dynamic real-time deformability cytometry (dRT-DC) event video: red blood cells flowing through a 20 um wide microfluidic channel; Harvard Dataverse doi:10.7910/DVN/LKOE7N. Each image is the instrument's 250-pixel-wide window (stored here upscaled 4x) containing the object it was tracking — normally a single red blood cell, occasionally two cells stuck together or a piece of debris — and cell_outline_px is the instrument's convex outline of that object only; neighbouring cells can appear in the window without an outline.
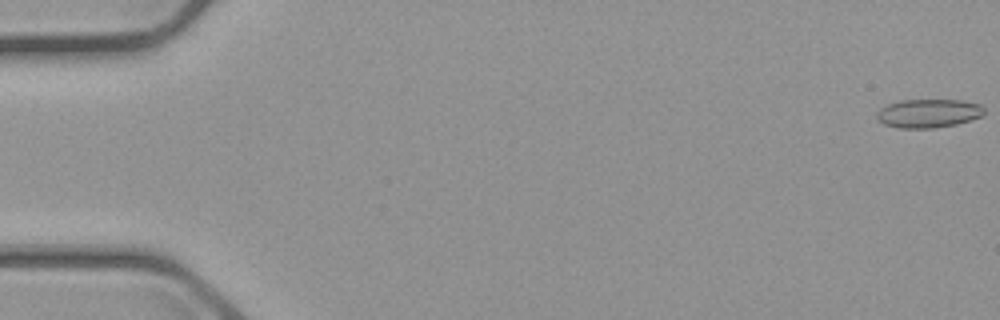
{"species": "common noctule bat (a hibernating species)", "species_latin": "Nyctalus noctula", "temperature_condition": "cold", "stored_images_in_passage": 56, "camera_frame_rate_fps": 3000, "um_per_image_px": 0.085, "animal": {"sex": "male", "body_mass_g": 23.1, "forearm_length_mm": 52.7}, "frame": {"image": 1, "passage_image": 1, "time_ms": 0.0, "image_size_px": [1000, 320], "cell_outline_px": [[984, 112], [980, 116], [956, 124], [932, 128], [900, 128], [884, 124], [876, 120], [876, 112], [880, 108], [888, 104], [900, 100], [964, 100], [980, 104], [984, 108]], "centroid_in_image_um": [78.87, 9.62], "position_along_channel_um": 6.1, "area_um2": 17.92}}
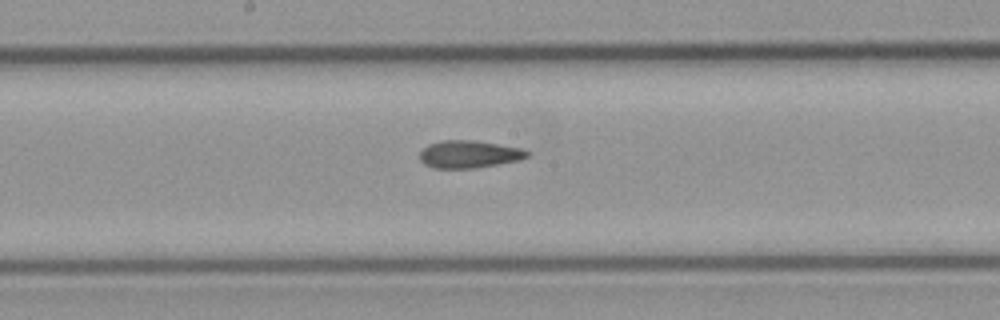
{"frame": {"image": 2, "passage_image": 30, "time_ms": 9.667, "image_size_px": [1000, 320], "cell_outline_px": [[532, 152], [528, 156], [520, 160], [476, 168], [432, 168], [424, 164], [420, 160], [420, 152], [428, 144], [440, 140], [472, 140], [520, 148]], "centroid_in_image_um": [39.86, 13.11], "position_along_channel_um": 208.3, "area_um2": 17.22}}
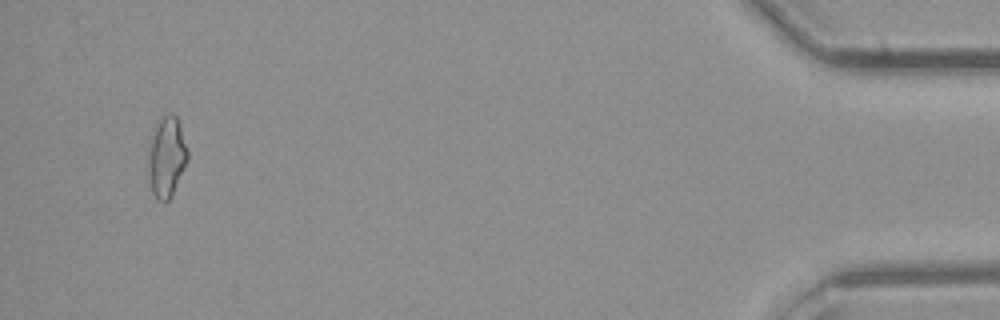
{"frame": {"image": 3, "passage_image": 54, "time_ms": 17.667, "image_size_px": [1000, 320], "cell_outline_px": [[188, 160], [168, 200], [156, 200], [152, 192], [148, 168], [148, 156], [152, 140], [156, 128], [160, 120], [164, 116], [172, 112], [176, 116], [180, 124], [188, 148]], "centroid_in_image_um": [14.19, 13.33], "position_along_channel_um": 421.0, "area_um2": 17.86}, "authors_computed_cell_mechanics": {"area_um2": 17.5423, "velocity_mm_per_s": 3.6963, "shape_relaxation_time_tau1_ms": null, "shape_relaxation_time_tau2_ms": 4.758, "deformation_change_tau1": null, "deformation_change_tau2": 0.1265}}